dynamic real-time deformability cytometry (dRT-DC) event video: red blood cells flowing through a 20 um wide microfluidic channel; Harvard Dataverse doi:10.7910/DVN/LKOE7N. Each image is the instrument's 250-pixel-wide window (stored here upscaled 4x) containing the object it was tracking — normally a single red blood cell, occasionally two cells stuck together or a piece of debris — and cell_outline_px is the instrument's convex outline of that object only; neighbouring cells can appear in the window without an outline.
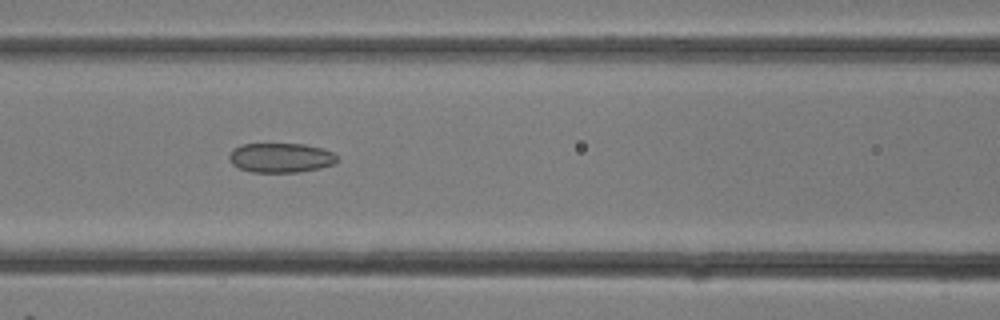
{"species": "common noctule bat (a hibernating species)", "species_latin": "Nyctalus noctula", "temperature_condition": "room temperature", "stored_images_in_passage": 27, "camera_frame_rate_fps": 3000, "um_per_image_px": 0.085, "animal": {"sex": "female"}, "frame": {"image": 1, "passage_image": 11, "time_ms": 3.333, "image_size_px": [1000, 320], "cell_outline_px": [[340, 160], [332, 164], [320, 168], [300, 172], [252, 172], [240, 168], [232, 164], [228, 160], [228, 156], [240, 144], [304, 144], [324, 148], [332, 152]], "centroid_in_image_um": [23.88, 13.41], "position_along_channel_um": 142.7, "area_um2": 18.61}}
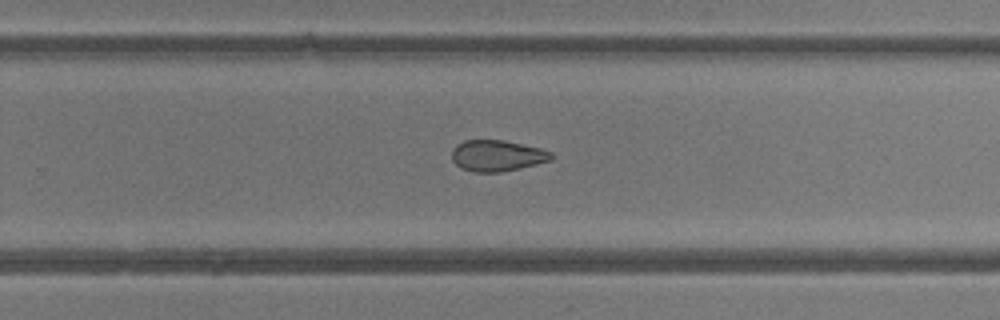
{"frame": {"image": 2, "passage_image": 17, "time_ms": 5.333, "image_size_px": [1000, 320], "cell_outline_px": [[552, 160], [520, 168], [500, 172], [472, 172], [460, 168], [452, 160], [452, 148], [456, 144], [464, 140], [504, 140], [540, 148], [552, 152]], "centroid_in_image_um": [42.22, 13.23], "position_along_channel_um": 287.6, "area_um2": 18.15}}
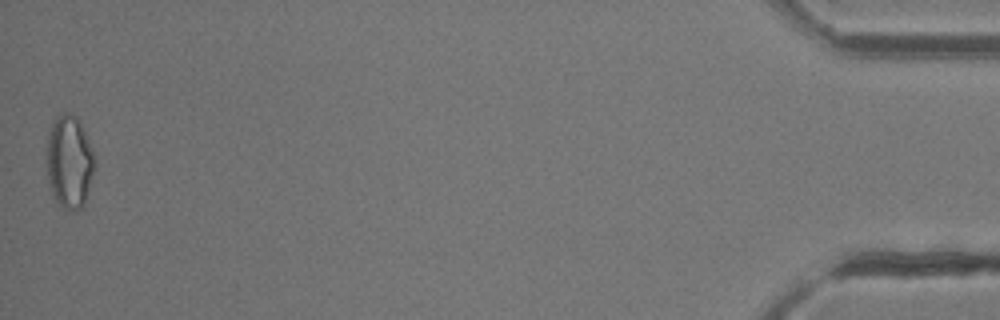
{"frame": {"image": 3, "passage_image": 27, "time_ms": 8.667, "image_size_px": [1000, 320], "cell_outline_px": [[96, 168], [84, 204], [76, 212], [64, 208], [56, 204], [52, 196], [48, 180], [48, 132], [56, 116], [64, 112], [68, 112], [76, 116], [80, 120], [92, 148], [96, 164]], "centroid_in_image_um": [5.92, 13.77], "position_along_channel_um": 429.3, "area_um2": 26.36}}